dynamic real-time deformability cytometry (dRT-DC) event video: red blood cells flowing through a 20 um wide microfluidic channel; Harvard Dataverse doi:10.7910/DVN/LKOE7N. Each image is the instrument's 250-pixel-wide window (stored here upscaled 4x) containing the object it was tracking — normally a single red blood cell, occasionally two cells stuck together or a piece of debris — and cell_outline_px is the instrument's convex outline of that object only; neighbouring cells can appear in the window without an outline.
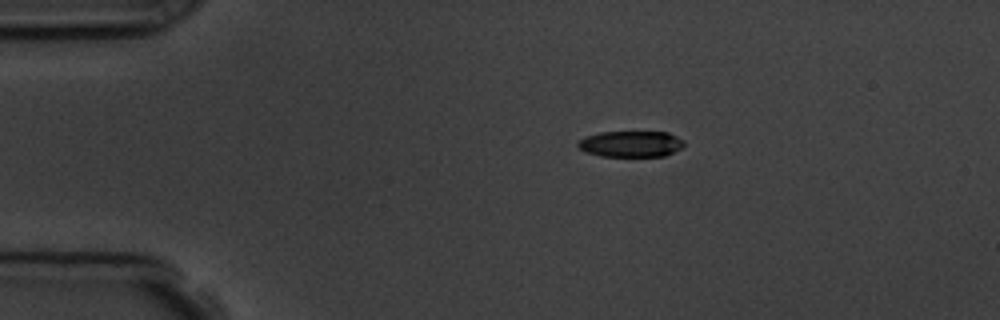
{"species": "common noctule bat (a hibernating species)", "species_latin": "Nyctalus noctula", "temperature_condition": "room temperature", "stored_images_in_passage": 9, "camera_frame_rate_fps": 3000, "um_per_image_px": 0.085, "animal": {"sex": "male", "body_mass_g": 19.5, "forearm_length_mm": 54.6}, "frame": {"image": 1, "passage_image": 1, "time_ms": 0.0, "image_size_px": [1000, 320], "cell_outline_px": [[684, 144], [680, 148], [664, 156], [600, 156], [584, 152], [576, 144], [584, 136], [600, 132], [668, 132], [684, 140]], "centroid_in_image_um": [53.59, 12.23], "position_along_channel_um": 31.4, "area_um2": 16.13}}
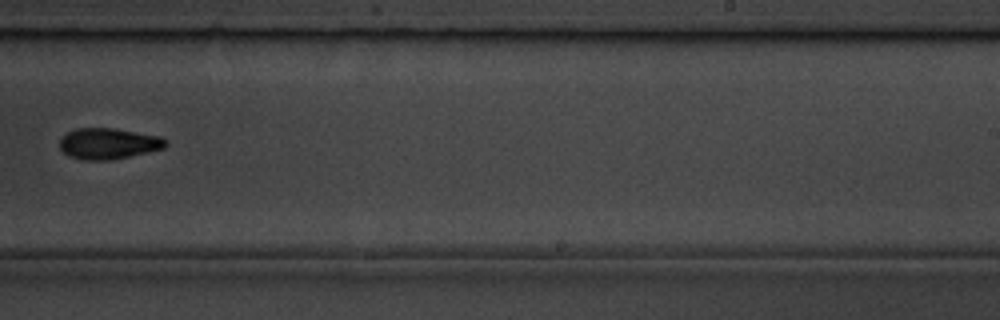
{"frame": {"image": 2, "passage_image": 8, "time_ms": 8.0, "image_size_px": [1000, 320], "cell_outline_px": [[168, 144], [164, 148], [112, 160], [84, 160], [68, 156], [60, 148], [60, 140], [68, 132], [76, 128], [112, 128], [160, 136], [168, 140]], "centroid_in_image_um": [9.23, 12.21], "position_along_channel_um": 279.8, "area_um2": 19.07}}
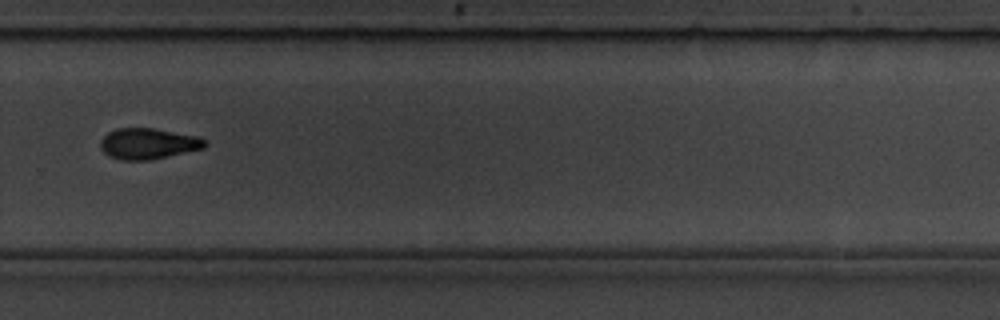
{"frame": {"image": 3, "passage_image": 9, "time_ms": 9.0, "image_size_px": [1000, 320], "cell_outline_px": [[208, 144], [204, 148], [148, 160], [120, 160], [108, 156], [100, 148], [100, 140], [108, 132], [116, 128], [152, 128], [200, 136], [208, 140]], "centroid_in_image_um": [12.6, 12.2], "position_along_channel_um": 317.2, "area_um2": 18.96}}